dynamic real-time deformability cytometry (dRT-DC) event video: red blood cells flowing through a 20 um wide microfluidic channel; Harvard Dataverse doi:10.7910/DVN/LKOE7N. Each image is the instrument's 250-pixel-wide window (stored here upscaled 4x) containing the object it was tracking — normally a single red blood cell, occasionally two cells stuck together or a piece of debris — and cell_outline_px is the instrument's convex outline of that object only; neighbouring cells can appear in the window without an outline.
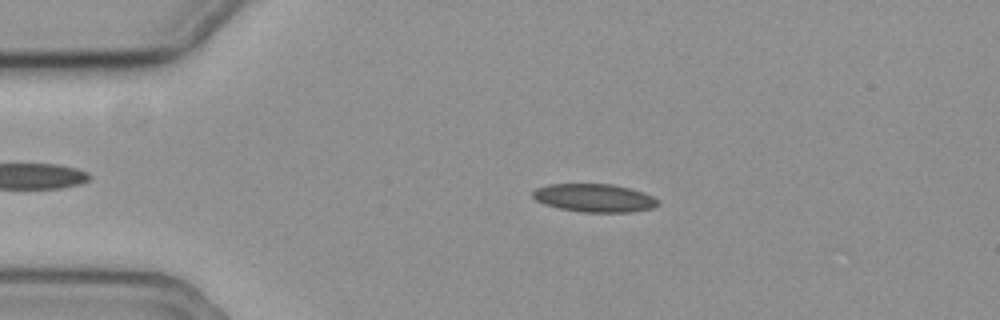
{"species": "common noctule bat (a hibernating species)", "species_latin": "Nyctalus noctula", "temperature_condition": "cold", "stored_images_in_passage": 53, "camera_frame_rate_fps": 3000, "um_per_image_px": 0.085, "animal": {"sex": "female", "body_mass_g": 19.3, "forearm_length_mm": 54.1}, "frame": {"image": 1, "passage_image": 12, "time_ms": 3.667, "image_size_px": [1000, 320], "cell_outline_px": [[660, 204], [652, 208], [632, 212], [580, 212], [560, 208], [544, 204], [536, 200], [532, 196], [532, 192], [536, 188], [548, 184], [612, 184], [644, 192], [660, 200]], "centroid_in_image_um": [50.53, 16.82], "position_along_channel_um": 34.5, "area_um2": 20.63}}
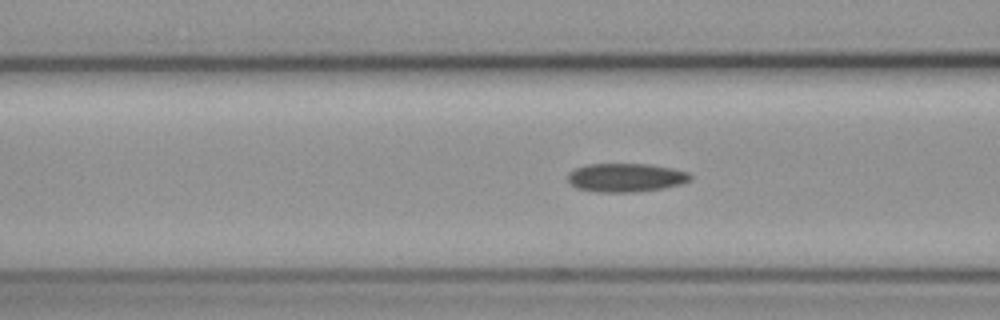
{"frame": {"image": 2, "passage_image": 22, "time_ms": 7.0, "image_size_px": [1000, 320], "cell_outline_px": [[692, 180], [680, 184], [664, 188], [632, 192], [596, 192], [576, 188], [568, 180], [568, 172], [576, 168], [588, 164], [652, 164], [672, 168], [688, 172], [692, 176]], "centroid_in_image_um": [53.21, 15.09], "position_along_channel_um": 113.4, "area_um2": 20.52}}
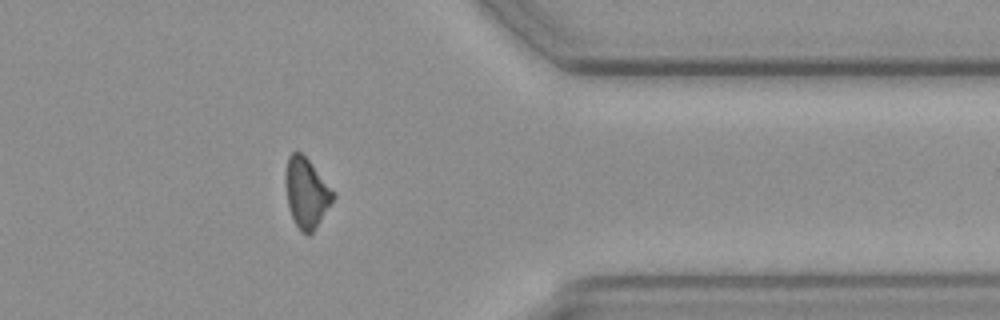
{"frame": {"image": 3, "passage_image": 46, "time_ms": 15.0, "image_size_px": [1000, 320], "cell_outline_px": [[336, 196], [316, 228], [308, 236], [300, 232], [288, 208], [284, 184], [284, 172], [288, 156], [292, 152], [300, 152], [308, 160], [336, 192]], "centroid_in_image_um": [26.03, 16.4], "position_along_channel_um": 385.4, "area_um2": 19.71}}